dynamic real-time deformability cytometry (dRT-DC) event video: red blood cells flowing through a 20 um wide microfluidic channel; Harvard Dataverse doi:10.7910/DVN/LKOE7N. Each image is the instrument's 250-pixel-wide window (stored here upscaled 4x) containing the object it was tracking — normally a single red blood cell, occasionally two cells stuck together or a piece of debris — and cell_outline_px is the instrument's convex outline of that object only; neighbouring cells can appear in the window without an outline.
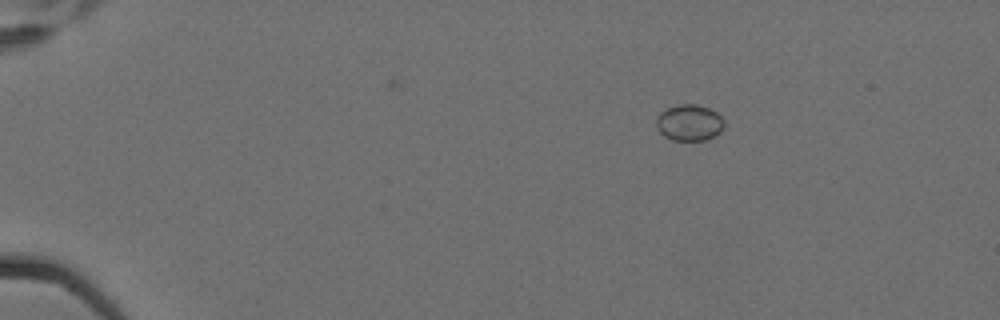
{"species": "Egyptian fruit bat (a non-hibernating species)", "species_latin": "Rousettus aegyptiacus", "temperature_condition": "cold", "stored_images_in_passage": 6, "camera_frame_rate_fps": 3000, "um_per_image_px": 0.085, "animal": {"sex": "female"}, "frame": {"image": 1, "passage_image": 2, "time_ms": 0.333, "image_size_px": [1000, 320], "cell_outline_px": [[724, 128], [720, 132], [708, 140], [672, 140], [664, 136], [660, 132], [656, 124], [656, 116], [660, 112], [676, 104], [696, 104], [708, 108], [716, 112], [724, 120]], "centroid_in_image_um": [58.59, 10.43], "position_along_channel_um": 26.4, "area_um2": 14.45}}
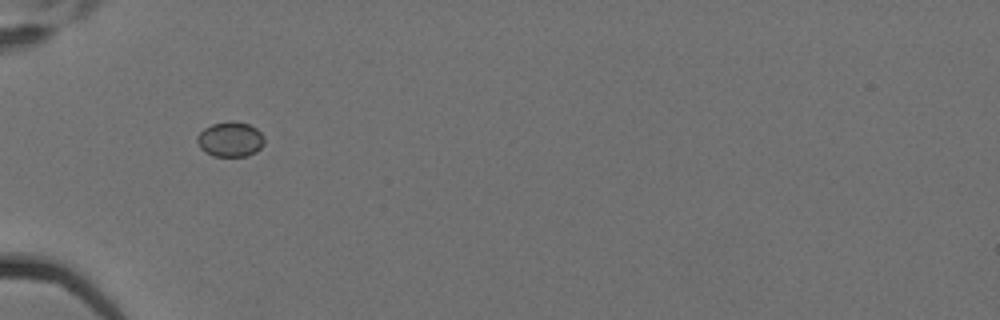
{"frame": {"image": 2, "passage_image": 5, "time_ms": 1.333, "image_size_px": [1000, 320], "cell_outline_px": [[264, 144], [256, 152], [248, 156], [212, 156], [204, 152], [200, 148], [196, 140], [196, 136], [204, 128], [212, 124], [248, 124], [256, 128], [264, 136]], "centroid_in_image_um": [19.56, 11.9], "position_along_channel_um": 65.4, "area_um2": 13.35}}